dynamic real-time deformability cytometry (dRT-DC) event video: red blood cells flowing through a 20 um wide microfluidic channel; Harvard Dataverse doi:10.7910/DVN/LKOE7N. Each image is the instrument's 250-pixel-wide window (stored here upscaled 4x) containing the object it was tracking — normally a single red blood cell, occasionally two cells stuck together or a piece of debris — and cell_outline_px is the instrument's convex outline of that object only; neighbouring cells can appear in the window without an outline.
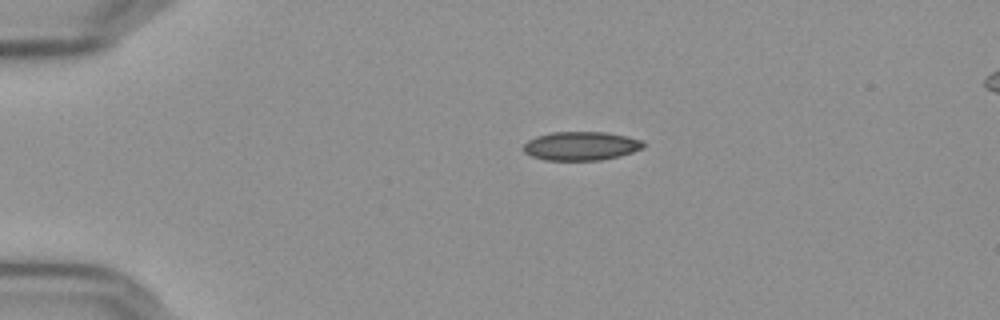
{"species": "Egyptian fruit bat (a non-hibernating species)", "species_latin": "Rousettus aegyptiacus", "temperature_condition": "cold", "stored_images_in_passage": 45, "camera_frame_rate_fps": 3000, "um_per_image_px": 0.085, "frame": {"image": 1, "passage_image": 1, "time_ms": 0.0, "image_size_px": [1000, 320], "cell_outline_px": [[644, 144], [640, 148], [632, 152], [600, 160], [544, 160], [532, 156], [524, 152], [524, 144], [528, 140], [536, 136], [552, 132], [604, 132], [628, 136], [644, 140]], "centroid_in_image_um": [49.36, 12.4], "position_along_channel_um": 35.6, "area_um2": 19.94}}
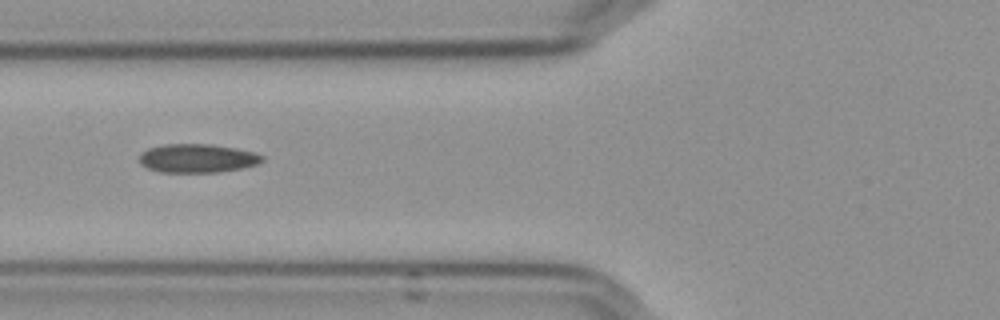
{"frame": {"image": 2, "passage_image": 11, "time_ms": 3.333, "image_size_px": [1000, 320], "cell_outline_px": [[264, 160], [256, 164], [240, 168], [216, 172], [160, 172], [148, 168], [140, 164], [140, 152], [148, 148], [164, 144], [212, 144], [236, 148], [256, 152], [264, 156]], "centroid_in_image_um": [16.77, 13.44], "position_along_channel_um": 109.0, "area_um2": 20.58}}
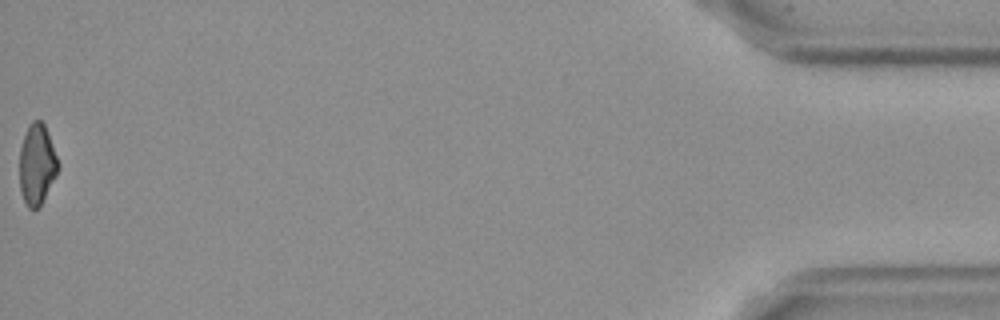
{"frame": {"image": 3, "passage_image": 45, "time_ms": 14.667, "image_size_px": [1000, 320], "cell_outline_px": [[60, 164], [56, 176], [40, 204], [36, 208], [28, 208], [24, 200], [20, 188], [20, 148], [28, 124], [32, 120], [40, 120], [44, 124]], "centroid_in_image_um": [3.14, 13.94], "position_along_channel_um": 432.1, "area_um2": 17.86}, "authors_computed_cell_mechanics": {"area_um2": 20.1722, "velocity_mm_per_s": 3.6545, "shape_relaxation_time_tau1_ms": null, "shape_relaxation_time_tau2_ms": 5.1903, "deformation_change_tau1": null, "deformation_change_tau2": 0.1122}}